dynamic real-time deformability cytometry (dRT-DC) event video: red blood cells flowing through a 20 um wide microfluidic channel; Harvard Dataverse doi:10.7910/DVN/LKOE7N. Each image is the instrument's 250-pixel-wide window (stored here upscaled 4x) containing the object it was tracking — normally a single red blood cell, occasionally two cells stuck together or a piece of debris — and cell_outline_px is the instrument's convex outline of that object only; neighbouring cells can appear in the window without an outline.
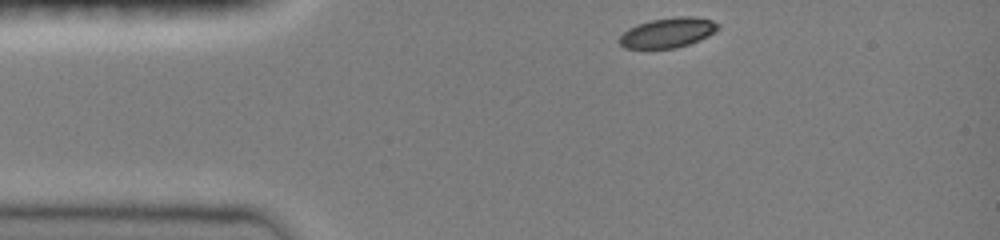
{"species": "common noctule bat (a hibernating species)", "species_latin": "Nyctalus noctula", "temperature_condition": "room temperature", "stored_images_in_passage": 35, "camera_frame_rate_fps": 3000, "um_per_image_px": 0.085, "animal": {"sex": "female", "body_mass_g": 19.0, "forearm_length_mm": 51.5}, "frame": {"image": 1, "passage_image": 1, "time_ms": 0.0, "image_size_px": [1000, 240], "cell_outline_px": [[720, 28], [716, 32], [700, 40], [676, 48], [624, 48], [620, 44], [620, 36], [628, 28], [636, 24], [652, 20], [676, 16], [696, 16], [712, 20], [720, 24]], "centroid_in_image_um": [56.81, 2.76], "position_along_channel_um": 28.2, "area_um2": 17.34}}
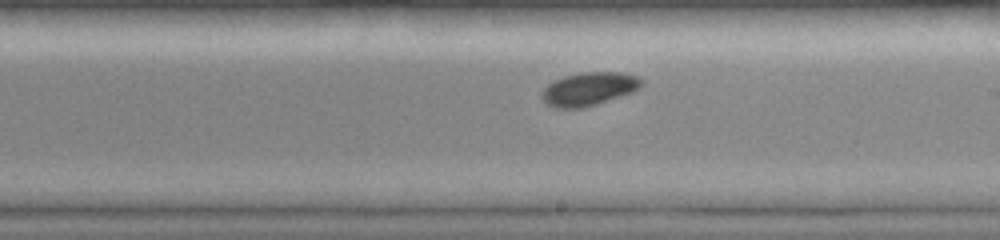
{"frame": {"image": 2, "passage_image": 20, "time_ms": 6.333, "image_size_px": [1000, 240], "cell_outline_px": [[644, 84], [640, 88], [632, 92], [584, 108], [556, 108], [548, 104], [540, 96], [540, 92], [548, 84], [564, 76], [580, 72], [620, 72], [636, 76], [644, 80]], "centroid_in_image_um": [50.06, 7.55], "position_along_channel_um": 238.9, "area_um2": 19.36}}
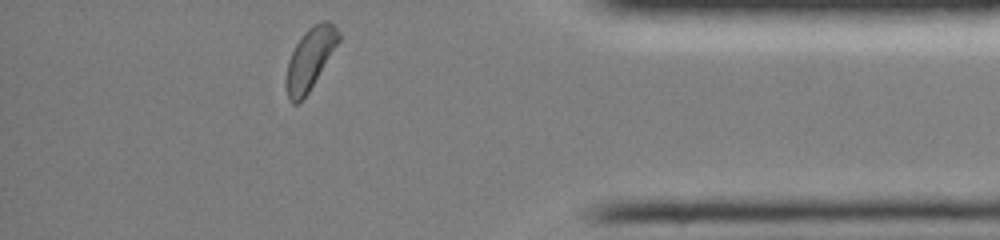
{"frame": {"image": 3, "passage_image": 34, "time_ms": 11.0, "image_size_px": [1000, 240], "cell_outline_px": [[340, 40], [308, 92], [296, 104], [292, 104], [288, 100], [284, 84], [284, 80], [288, 60], [296, 44], [304, 32], [308, 28], [324, 20], [328, 20], [340, 32]], "centroid_in_image_um": [26.31, 5.01], "position_along_channel_um": 408.9, "area_um2": 18.67}, "authors_computed_cell_mechanics": {"area_um2": 18.8428, "velocity_mm_per_s": 4.0291, "shape_relaxation_time_tau1_ms": 2.2375, "shape_relaxation_time_tau2_ms": null, "deformation_change_tau1": 0.0773, "deformation_change_tau2": null}}